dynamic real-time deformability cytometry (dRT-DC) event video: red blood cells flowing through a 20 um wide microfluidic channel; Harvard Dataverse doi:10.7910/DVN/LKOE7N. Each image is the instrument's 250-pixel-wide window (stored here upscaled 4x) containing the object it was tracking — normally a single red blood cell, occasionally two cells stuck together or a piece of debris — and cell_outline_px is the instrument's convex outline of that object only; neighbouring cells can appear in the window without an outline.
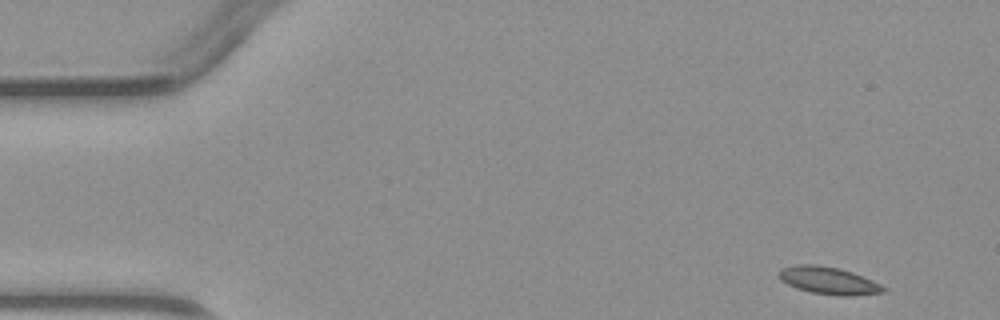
{"species": "common noctule bat (a hibernating species)", "species_latin": "Nyctalus noctula", "temperature_condition": "warm", "stored_images_in_passage": 5, "camera_frame_rate_fps": 3000, "um_per_image_px": 0.085, "animal": {"sex": "male", "body_mass_g": 23.1, "forearm_length_mm": 52.7}, "frame": {"image": 1, "passage_image": 1, "time_ms": 0.0, "image_size_px": [1000, 320], "cell_outline_px": [[888, 288], [884, 292], [848, 296], [836, 296], [812, 292], [796, 288], [780, 280], [780, 268], [796, 264], [816, 264], [840, 268], [852, 272], [872, 280]], "centroid_in_image_um": [70.43, 23.84], "position_along_channel_um": 14.6, "area_um2": 16.7}}
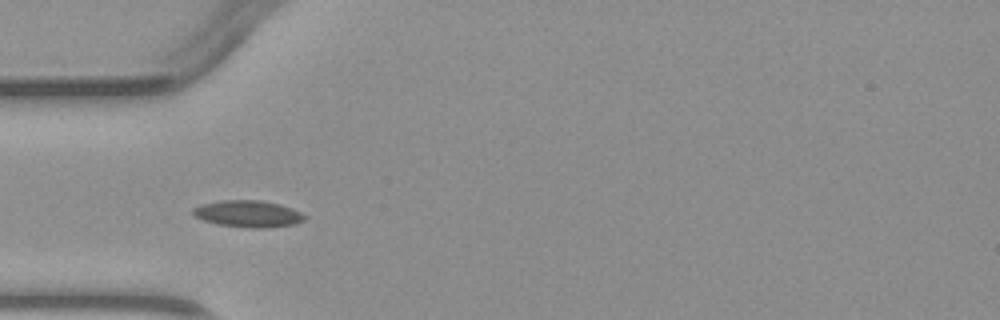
{"frame": {"image": 2, "passage_image": 4, "time_ms": 3.667, "image_size_px": [1000, 320], "cell_outline_px": [[308, 216], [304, 220], [292, 224], [268, 228], [252, 228], [220, 224], [204, 220], [196, 216], [192, 212], [192, 208], [200, 204], [220, 200], [260, 200], [280, 204], [292, 208]], "centroid_in_image_um": [21.1, 18.16], "position_along_channel_um": 63.9, "area_um2": 17.34}}
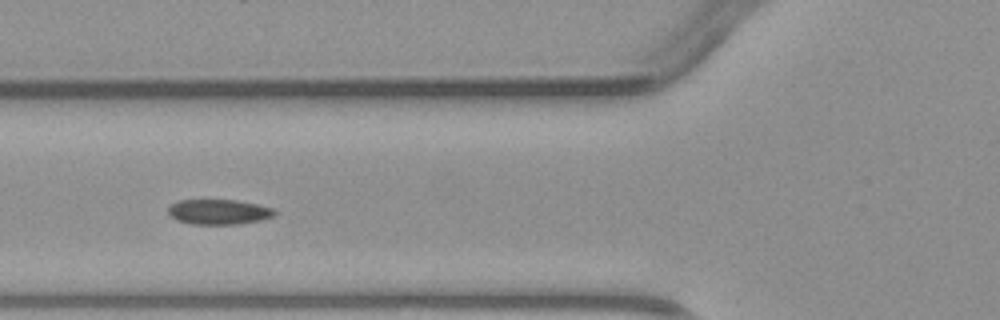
{"frame": {"image": 3, "passage_image": 5, "time_ms": 4.667, "image_size_px": [1000, 320], "cell_outline_px": [[276, 212], [272, 216], [260, 220], [236, 224], [192, 224], [176, 220], [168, 212], [168, 208], [172, 204], [180, 200], [236, 200], [256, 204], [272, 208]], "centroid_in_image_um": [18.57, 18.01], "position_along_channel_um": 107.2, "area_um2": 15.32}}